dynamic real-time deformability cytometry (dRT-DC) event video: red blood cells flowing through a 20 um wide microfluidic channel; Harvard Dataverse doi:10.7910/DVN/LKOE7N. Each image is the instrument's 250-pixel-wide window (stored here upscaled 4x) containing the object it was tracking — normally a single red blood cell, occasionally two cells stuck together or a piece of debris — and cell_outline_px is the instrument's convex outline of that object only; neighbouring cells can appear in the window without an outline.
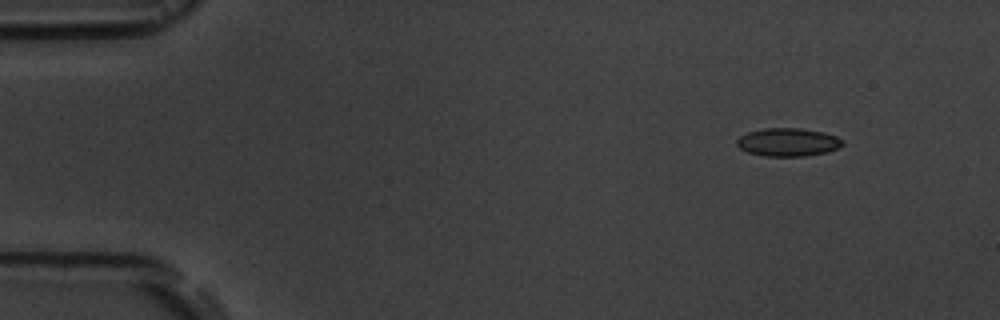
{"species": "common noctule bat (a hibernating species)", "species_latin": "Nyctalus noctula", "temperature_condition": "room temperature", "stored_images_in_passage": 5, "camera_frame_rate_fps": 3000, "um_per_image_px": 0.085, "animal": {"sex": "male", "body_mass_g": 19.5, "forearm_length_mm": 54.6}, "frame": {"image": 1, "passage_image": 2, "time_ms": 1.333, "image_size_px": [1000, 320], "cell_outline_px": [[844, 144], [840, 148], [828, 152], [804, 156], [764, 156], [748, 152], [740, 148], [736, 144], [736, 140], [740, 136], [748, 132], [764, 128], [800, 128], [824, 132], [836, 136], [844, 140]], "centroid_in_image_um": [67.01, 12.08], "position_along_channel_um": 18.0, "area_um2": 17.51}}
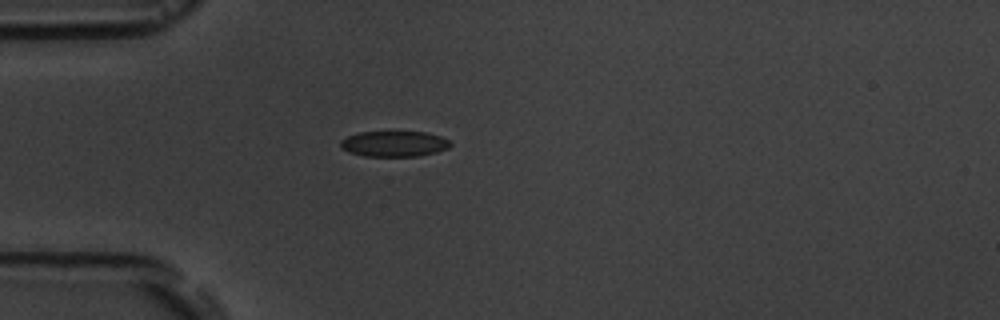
{"frame": {"image": 2, "passage_image": 5, "time_ms": 4.667, "image_size_px": [1000, 320], "cell_outline_px": [[452, 144], [448, 148], [436, 152], [416, 156], [364, 156], [348, 152], [340, 148], [340, 140], [356, 132], [424, 132], [440, 136], [448, 140]], "centroid_in_image_um": [33.46, 12.22], "position_along_channel_um": 51.5, "area_um2": 16.42}}